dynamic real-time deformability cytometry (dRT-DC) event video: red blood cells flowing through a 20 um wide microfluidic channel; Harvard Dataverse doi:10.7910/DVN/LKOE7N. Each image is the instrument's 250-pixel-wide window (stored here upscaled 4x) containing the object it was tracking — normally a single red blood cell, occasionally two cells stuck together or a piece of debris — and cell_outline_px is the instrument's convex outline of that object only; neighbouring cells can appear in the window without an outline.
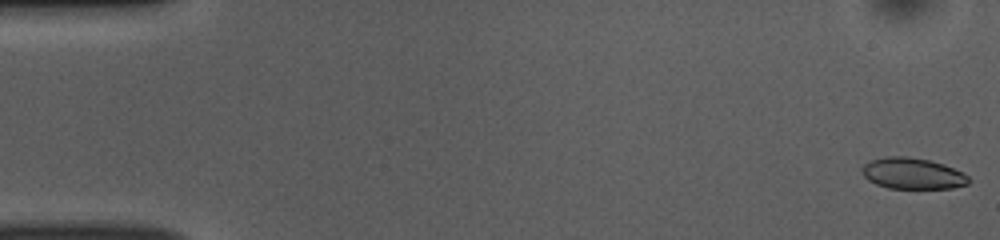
{"species": "common noctule bat (a hibernating species)", "species_latin": "Nyctalus noctula", "temperature_condition": "room temperature", "stored_images_in_passage": 52, "camera_frame_rate_fps": 3000, "um_per_image_px": 0.085, "animal": {"sex": "female", "body_mass_g": 10.0, "forearm_length_mm": 53.1}, "frame": {"image": 1, "passage_image": 1, "time_ms": 0.0, "image_size_px": [1000, 240], "cell_outline_px": [[972, 180], [968, 184], [952, 188], [888, 188], [876, 184], [868, 180], [864, 176], [860, 168], [864, 164], [872, 160], [884, 156], [908, 156], [928, 160], [944, 164], [964, 172]], "centroid_in_image_um": [77.58, 14.74], "position_along_channel_um": 7.4, "area_um2": 19.54}}
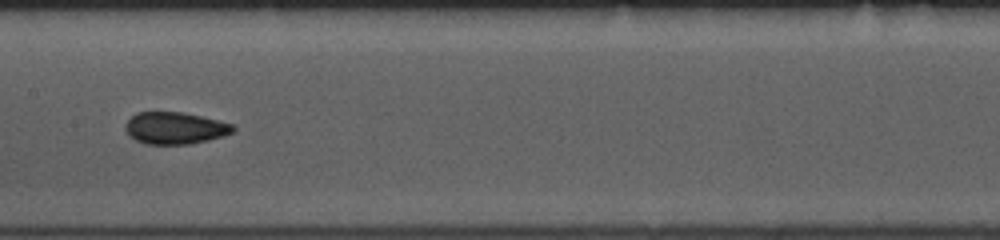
{"frame": {"image": 2, "passage_image": 26, "time_ms": 8.333, "image_size_px": [1000, 240], "cell_outline_px": [[236, 128], [232, 132], [224, 136], [208, 140], [188, 144], [144, 144], [128, 136], [124, 128], [124, 124], [136, 112], [184, 112], [232, 124]], "centroid_in_image_um": [14.83, 10.89], "position_along_channel_um": 192.6, "area_um2": 20.11}}
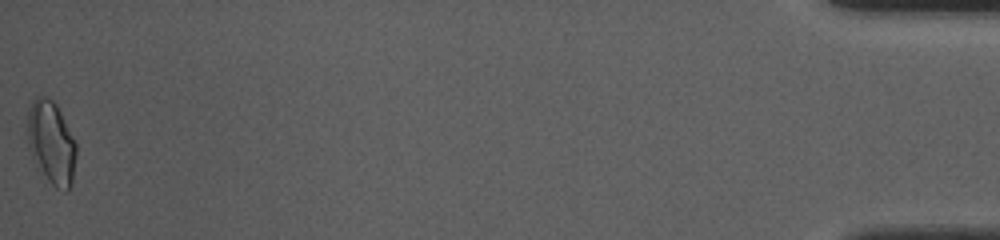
{"frame": {"image": 3, "passage_image": 52, "time_ms": 17.0, "image_size_px": [1000, 240], "cell_outline_px": [[76, 156], [72, 184], [64, 192], [56, 188], [48, 180], [32, 156], [28, 148], [28, 112], [32, 100], [36, 96], [48, 96], [56, 104], [76, 144]], "centroid_in_image_um": [4.36, 12.11], "position_along_channel_um": 430.8, "area_um2": 23.29}, "authors_computed_cell_mechanics": {"area_um2": 19.941, "velocity_mm_per_s": 3.8573, "shape_relaxation_time_tau1_ms": 6.2808, "shape_relaxation_time_tau2_ms": 1.4817, "deformation_change_tau1": 0.1273, "deformation_change_tau2": 0.0613}}